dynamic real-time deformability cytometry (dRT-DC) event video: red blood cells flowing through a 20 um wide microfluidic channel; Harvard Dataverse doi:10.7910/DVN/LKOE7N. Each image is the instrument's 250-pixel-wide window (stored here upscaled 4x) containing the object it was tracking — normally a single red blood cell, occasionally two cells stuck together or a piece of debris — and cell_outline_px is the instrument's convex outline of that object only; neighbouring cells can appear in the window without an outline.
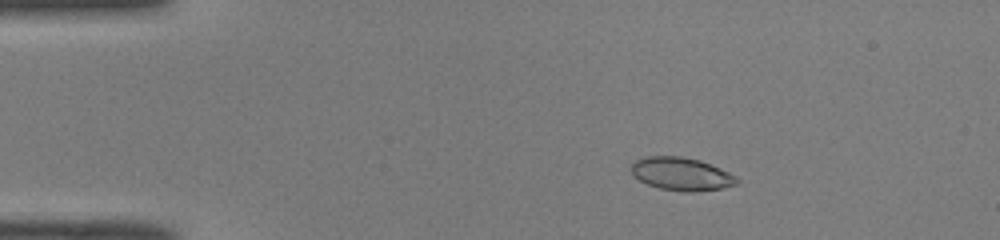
{"species": "common noctule bat (a hibernating species)", "species_latin": "Nyctalus noctula", "temperature_condition": "room temperature", "stored_images_in_passage": 50, "camera_frame_rate_fps": 3000, "um_per_image_px": 0.085, "animal": {"sex": "male", "body_mass_g": 19.0, "forearm_length_mm": 50.8}, "frame": {"image": 1, "passage_image": 9, "time_ms": 2.667, "image_size_px": [1000, 240], "cell_outline_px": [[740, 180], [736, 184], [724, 188], [692, 192], [684, 192], [660, 188], [648, 184], [632, 176], [632, 164], [636, 160], [644, 156], [680, 156], [700, 160], [720, 168], [736, 176]], "centroid_in_image_um": [57.93, 14.78], "position_along_channel_um": 27.1, "area_um2": 20.35}}
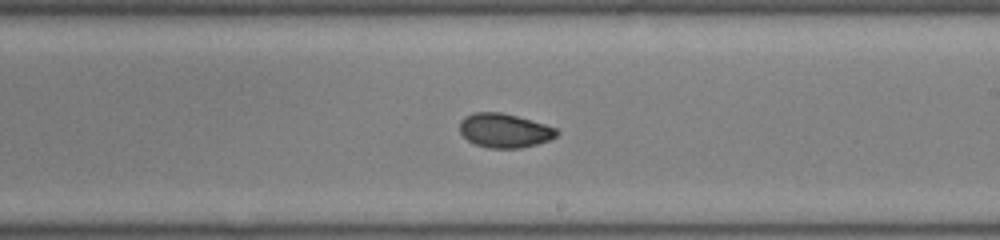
{"frame": {"image": 2, "passage_image": 30, "time_ms": 9.667, "image_size_px": [1000, 240], "cell_outline_px": [[560, 132], [556, 136], [548, 140], [536, 144], [520, 148], [488, 148], [476, 144], [468, 140], [460, 132], [460, 120], [464, 116], [472, 112], [500, 112], [516, 116], [544, 124], [556, 128]], "centroid_in_image_um": [42.86, 11.09], "position_along_channel_um": 246.1, "area_um2": 19.19}}
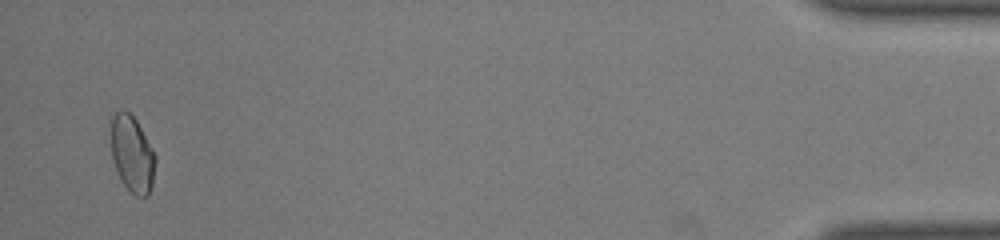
{"frame": {"image": 3, "passage_image": 49, "time_ms": 16.0, "image_size_px": [1000, 240], "cell_outline_px": [[156, 160], [152, 184], [148, 196], [136, 196], [124, 184], [112, 160], [108, 116], [120, 108], [124, 108], [136, 120], [156, 156]], "centroid_in_image_um": [11.18, 12.99], "position_along_channel_um": 424.0, "area_um2": 20.17}, "authors_computed_cell_mechanics": {"area_um2": 19.7676, "velocity_mm_per_s": 4.0842, "shape_relaxation_time_tau1_ms": 4.2821, "shape_relaxation_time_tau2_ms": 1.009, "deformation_change_tau1": 0.0932, "deformation_change_tau2": 0.0331}}